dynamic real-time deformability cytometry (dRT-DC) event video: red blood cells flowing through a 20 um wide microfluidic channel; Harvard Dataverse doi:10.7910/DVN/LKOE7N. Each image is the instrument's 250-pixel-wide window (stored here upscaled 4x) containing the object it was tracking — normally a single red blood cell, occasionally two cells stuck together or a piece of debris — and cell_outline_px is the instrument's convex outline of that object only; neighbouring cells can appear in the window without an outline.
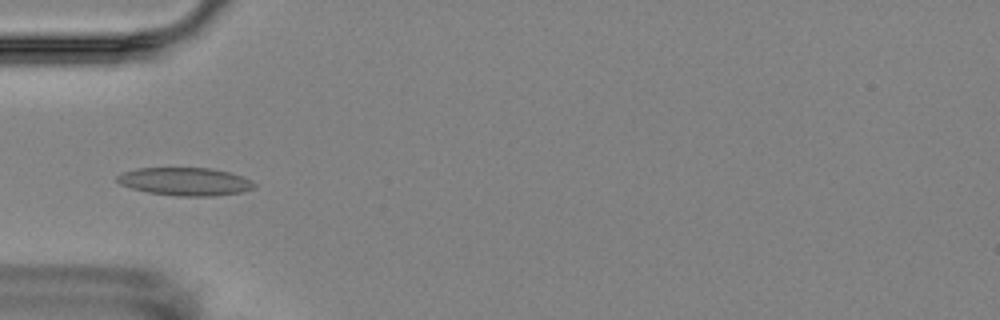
{"species": "Egyptian fruit bat (a non-hibernating species)", "species_latin": "Rousettus aegyptiacus", "temperature_condition": "room temperature", "stored_images_in_passage": 5, "camera_frame_rate_fps": 3000, "um_per_image_px": 0.085, "animal": {"sex": "female"}, "frame": {"image": 1, "passage_image": 3, "time_ms": 3.333, "image_size_px": [1000, 320], "cell_outline_px": [[256, 184], [252, 188], [240, 192], [216, 196], [176, 196], [148, 192], [132, 188], [120, 184], [116, 180], [116, 176], [120, 172], [136, 168], [212, 168], [244, 176], [252, 180]], "centroid_in_image_um": [15.72, 15.42], "position_along_channel_um": 69.3, "area_um2": 22.48}}
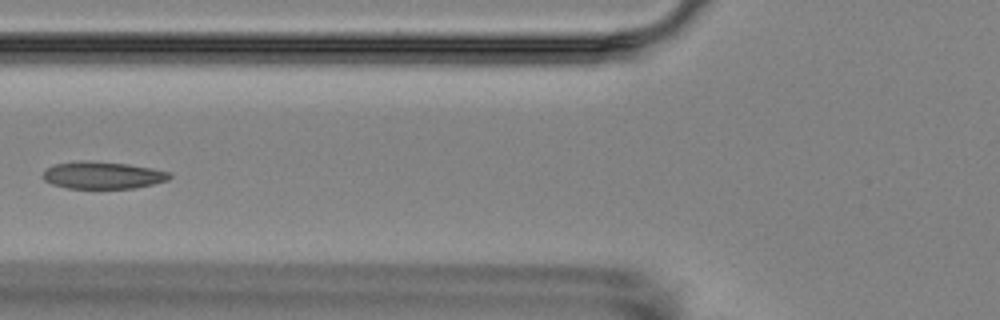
{"frame": {"image": 2, "passage_image": 4, "time_ms": 4.667, "image_size_px": [1000, 320], "cell_outline_px": [[172, 176], [168, 180], [136, 188], [68, 188], [52, 184], [44, 180], [40, 176], [48, 168], [56, 164], [80, 160], [88, 160], [128, 164], [152, 168], [172, 172]], "centroid_in_image_um": [8.75, 14.89], "position_along_channel_um": 117.1, "area_um2": 20.17}}